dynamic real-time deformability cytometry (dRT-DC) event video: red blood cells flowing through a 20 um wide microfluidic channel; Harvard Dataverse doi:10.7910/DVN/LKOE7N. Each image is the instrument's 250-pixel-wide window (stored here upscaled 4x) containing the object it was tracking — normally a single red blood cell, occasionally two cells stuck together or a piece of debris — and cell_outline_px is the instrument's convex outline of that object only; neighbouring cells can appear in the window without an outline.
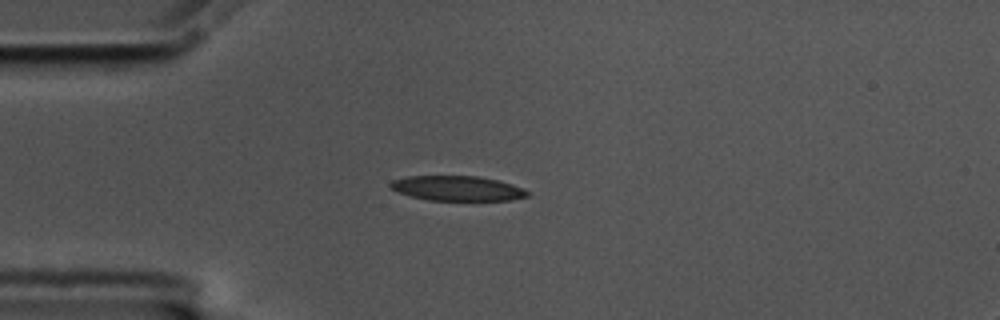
{"species": "common noctule bat (a hibernating species)", "species_latin": "Nyctalus noctula", "temperature_condition": "cold", "stored_images_in_passage": 43, "camera_frame_rate_fps": 3000, "um_per_image_px": 0.085, "animal": {"sex": "male", "body_mass_g": 17.5, "forearm_length_mm": 52.3}, "frame": {"image": 1, "passage_image": 1, "time_ms": 0.0, "image_size_px": [1000, 320], "cell_outline_px": [[532, 192], [528, 196], [512, 200], [428, 200], [412, 196], [400, 192], [392, 188], [388, 184], [392, 180], [408, 176], [476, 176], [500, 180], [524, 188]], "centroid_in_image_um": [38.94, 16.0], "position_along_channel_um": 46.1, "area_um2": 19.88}}
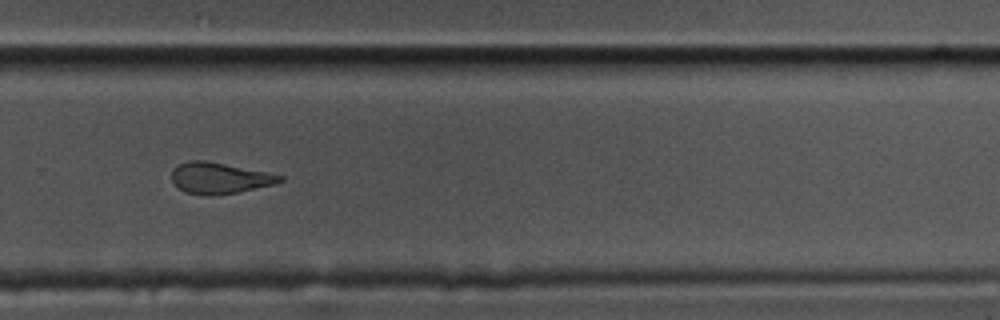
{"frame": {"image": 2, "passage_image": 25, "time_ms": 8.0, "image_size_px": [1000, 320], "cell_outline_px": [[284, 180], [276, 184], [240, 192], [212, 196], [208, 196], [188, 192], [180, 188], [172, 180], [172, 168], [188, 160], [204, 160], [284, 176]], "centroid_in_image_um": [18.67, 15.15], "position_along_channel_um": 311.1, "area_um2": 19.42}}
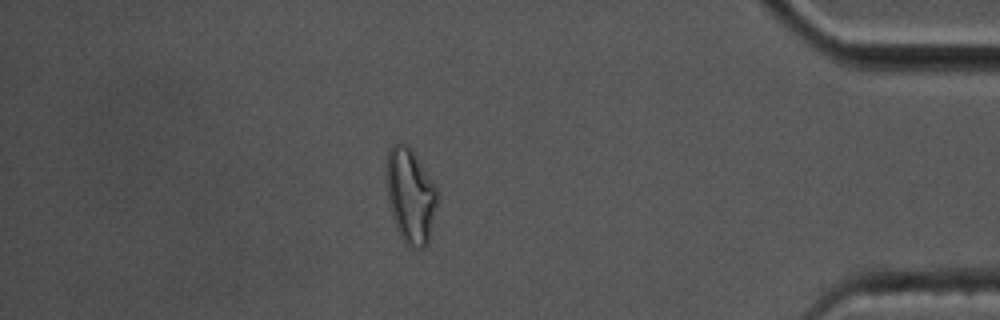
{"frame": {"image": 3, "passage_image": 36, "time_ms": 11.667, "image_size_px": [1000, 320], "cell_outline_px": [[440, 196], [428, 244], [424, 248], [412, 248], [400, 236], [396, 228], [388, 204], [388, 152], [392, 144], [400, 140], [412, 148], [436, 188]], "centroid_in_image_um": [34.93, 16.65], "position_along_channel_um": 400.3, "area_um2": 28.21}, "authors_computed_cell_mechanics": {"area_um2": 20.8658, "velocity_mm_per_s": 3.505, "shape_relaxation_time_tau1_ms": 6.7996, "shape_relaxation_time_tau2_ms": 2.5258, "deformation_change_tau1": 0.2054, "deformation_change_tau2": 0.1152}}